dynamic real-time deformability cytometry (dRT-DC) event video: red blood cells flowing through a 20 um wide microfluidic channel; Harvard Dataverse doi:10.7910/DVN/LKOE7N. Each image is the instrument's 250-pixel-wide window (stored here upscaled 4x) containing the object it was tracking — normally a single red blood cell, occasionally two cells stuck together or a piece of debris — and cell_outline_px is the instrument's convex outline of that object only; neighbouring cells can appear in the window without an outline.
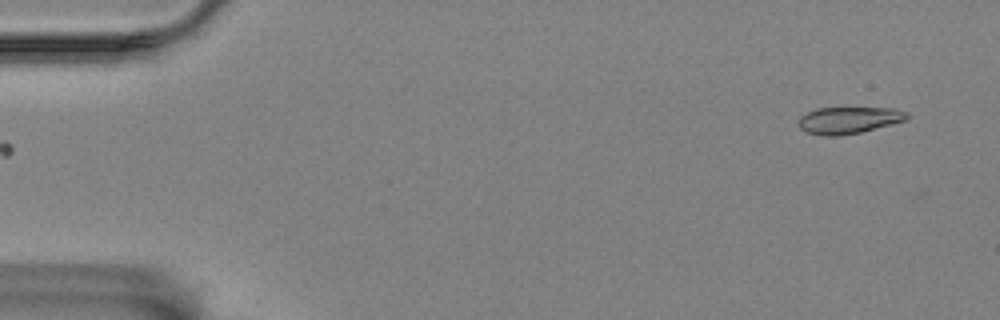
{"species": "Egyptian fruit bat (a non-hibernating species)", "species_latin": "Rousettus aegyptiacus", "temperature_condition": "room temperature", "stored_images_in_passage": 11, "camera_frame_rate_fps": 3000, "um_per_image_px": 0.085, "animal": {"sex": "female"}, "frame": {"image": 1, "passage_image": 1, "time_ms": 0.0, "image_size_px": [1000, 320], "cell_outline_px": [[908, 120], [860, 132], [840, 136], [824, 136], [808, 132], [800, 128], [796, 120], [800, 116], [816, 108], [896, 108], [908, 112]], "centroid_in_image_um": [72.14, 10.21], "position_along_channel_um": 12.9, "area_um2": 17.05}}